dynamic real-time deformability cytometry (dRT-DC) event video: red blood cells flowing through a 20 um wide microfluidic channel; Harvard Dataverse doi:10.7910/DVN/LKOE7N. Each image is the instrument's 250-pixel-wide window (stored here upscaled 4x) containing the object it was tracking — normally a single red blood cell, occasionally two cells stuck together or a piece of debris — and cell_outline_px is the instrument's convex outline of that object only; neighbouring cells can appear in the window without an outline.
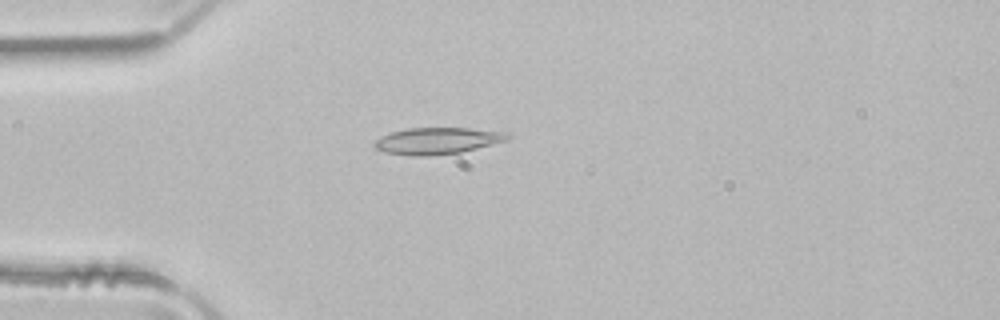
{"species": "common noctule bat (a hibernating species)", "species_latin": "Nyctalus noctula", "temperature_condition": "room temperature", "stored_images_in_passage": 3, "camera_frame_rate_fps": 3000, "um_per_image_px": 0.085, "animal": {"sex": "male", "body_mass_g": 21.5, "forearm_length_mm": 52.0}, "frame": {"image": 1, "passage_image": 3, "time_ms": 0.667, "image_size_px": [1000, 320], "cell_outline_px": [[508, 140], [460, 152], [428, 156], [412, 156], [384, 152], [376, 148], [372, 144], [376, 140], [392, 132], [408, 128], [468, 128], [508, 132]], "centroid_in_image_um": [37.16, 11.97], "position_along_channel_um": 47.8, "area_um2": 20.4}}